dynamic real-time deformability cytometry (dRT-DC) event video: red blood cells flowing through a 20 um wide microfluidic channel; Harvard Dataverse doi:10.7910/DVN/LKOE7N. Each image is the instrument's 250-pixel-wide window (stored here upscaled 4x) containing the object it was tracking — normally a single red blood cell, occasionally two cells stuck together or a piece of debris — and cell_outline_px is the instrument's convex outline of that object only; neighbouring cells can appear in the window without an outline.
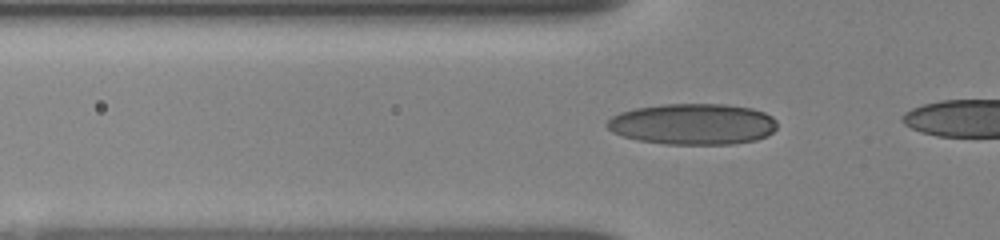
{"species": "human", "species_latin": "Homo sapiens", "temperature_condition": "room temperature", "stored_images_in_passage": 6, "camera_frame_rate_fps": 3000, "um_per_image_px": 0.085, "donor": {"sex": "female"}, "frame": {"image": 1, "passage_image": 4, "time_ms": 1.333, "image_size_px": [1000, 240], "cell_outline_px": [[776, 128], [768, 136], [756, 140], [732, 144], [664, 144], [640, 140], [624, 136], [612, 132], [604, 124], [612, 116], [620, 112], [636, 108], [664, 104], [724, 104], [752, 108], [764, 112], [772, 116], [776, 120]], "centroid_in_image_um": [58.91, 10.54], "position_along_channel_um": 66.9, "area_um2": 40.81}}